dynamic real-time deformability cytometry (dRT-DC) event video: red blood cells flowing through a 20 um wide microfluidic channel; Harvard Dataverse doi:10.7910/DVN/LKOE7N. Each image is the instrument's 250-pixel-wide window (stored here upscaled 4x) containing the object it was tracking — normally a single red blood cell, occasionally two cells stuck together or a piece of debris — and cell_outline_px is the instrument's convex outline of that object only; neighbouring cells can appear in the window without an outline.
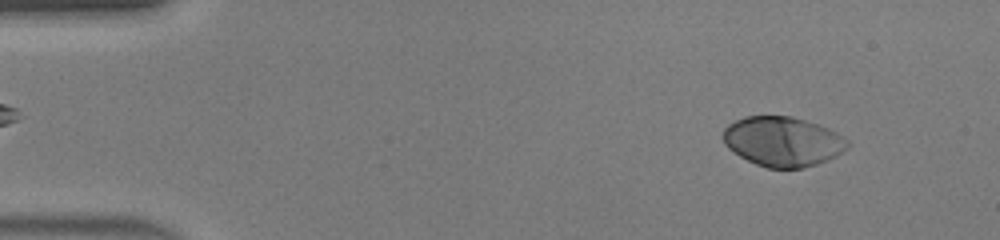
{"species": "human", "species_latin": "Homo sapiens", "temperature_condition": "warm", "stored_images_in_passage": 45, "camera_frame_rate_fps": 3000, "um_per_image_px": 0.085, "donor": {"sex": "male"}, "frame": {"image": 1, "passage_image": 4, "time_ms": 1.0, "image_size_px": [1000, 240], "cell_outline_px": [[848, 148], [836, 156], [828, 160], [804, 168], [768, 168], [756, 164], [732, 152], [724, 144], [720, 136], [724, 128], [728, 124], [744, 116], [792, 116], [828, 128], [844, 136], [848, 140]], "centroid_in_image_um": [66.5, 12.03], "position_along_channel_um": 18.5, "area_um2": 36.3}}
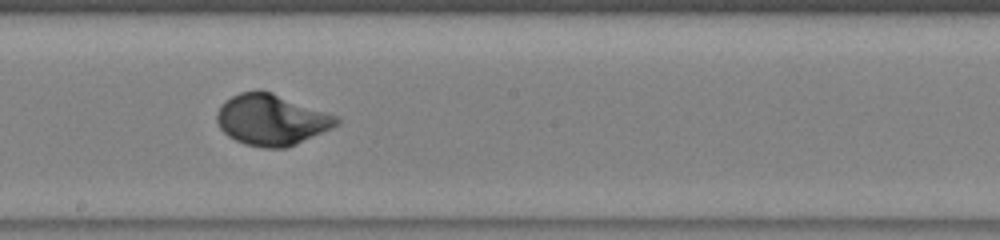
{"frame": {"image": 2, "passage_image": 25, "time_ms": 8.0, "image_size_px": [1000, 240], "cell_outline_px": [[340, 124], [332, 128], [296, 144], [284, 148], [264, 148], [244, 144], [228, 136], [220, 128], [216, 120], [216, 112], [224, 100], [240, 92], [272, 92], [340, 116]], "centroid_in_image_um": [23.1, 10.19], "position_along_channel_um": 225.1, "area_um2": 35.6}}
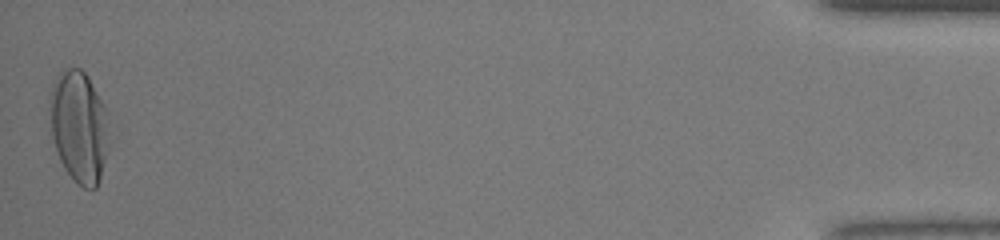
{"frame": {"image": 3, "passage_image": 45, "time_ms": 14.667, "image_size_px": [1000, 240], "cell_outline_px": [[108, 152], [96, 188], [84, 188], [76, 184], [64, 168], [60, 160], [52, 136], [48, 100], [48, 92], [56, 76], [64, 68], [80, 68], [88, 76], [104, 104], [108, 148]], "centroid_in_image_um": [6.67, 10.74], "position_along_channel_um": 428.5, "area_um2": 38.67}}